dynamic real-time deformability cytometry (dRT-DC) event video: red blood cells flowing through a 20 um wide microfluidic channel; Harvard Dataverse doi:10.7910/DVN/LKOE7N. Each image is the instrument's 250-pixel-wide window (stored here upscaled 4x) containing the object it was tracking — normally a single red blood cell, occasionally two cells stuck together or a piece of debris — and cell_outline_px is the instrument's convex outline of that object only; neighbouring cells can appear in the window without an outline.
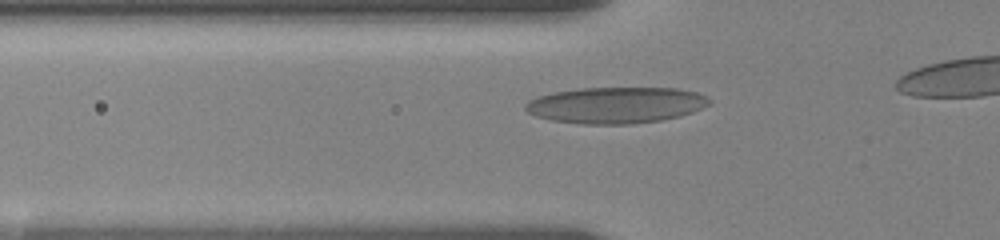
{"species": "human", "species_latin": "Homo sapiens", "temperature_condition": "room temperature", "stored_images_in_passage": 31, "camera_frame_rate_fps": 3000, "um_per_image_px": 0.085, "donor": {"sex": "female"}, "frame": {"image": 1, "passage_image": 12, "time_ms": 4.0, "image_size_px": [1000, 240], "cell_outline_px": [[712, 104], [692, 112], [680, 116], [660, 120], [632, 124], [580, 124], [552, 120], [536, 116], [528, 112], [524, 108], [524, 104], [528, 100], [552, 92], [580, 88], [676, 88], [696, 92], [708, 96], [712, 100]], "centroid_in_image_um": [52.37, 8.93], "position_along_channel_um": 73.4, "area_um2": 39.07}}
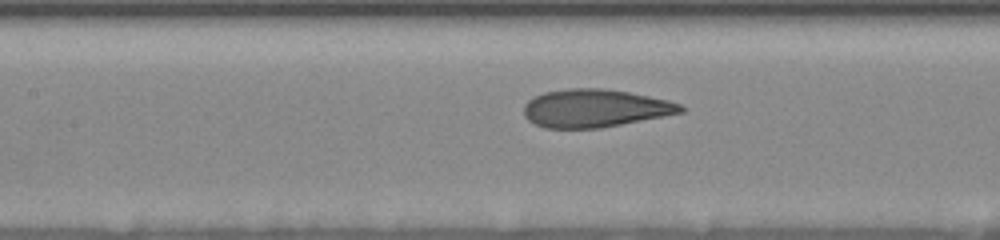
{"frame": {"image": 2, "passage_image": 18, "time_ms": 6.333, "image_size_px": [1000, 240], "cell_outline_px": [[684, 112], [664, 116], [600, 128], [544, 128], [528, 120], [524, 116], [524, 104], [532, 96], [544, 92], [568, 88], [604, 88], [628, 92], [668, 100], [680, 104], [684, 108]], "centroid_in_image_um": [50.53, 9.19], "position_along_channel_um": 156.9, "area_um2": 34.74}}
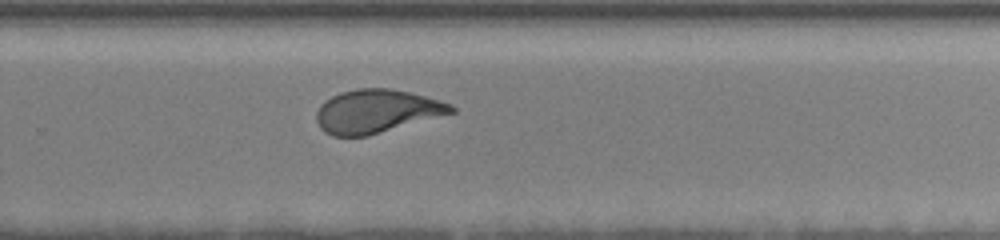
{"frame": {"image": 3, "passage_image": 28, "time_ms": 10.333, "image_size_px": [1000, 240], "cell_outline_px": [[456, 112], [368, 136], [332, 136], [324, 132], [320, 128], [316, 120], [316, 112], [320, 104], [324, 100], [340, 92], [356, 88], [388, 88], [408, 92], [424, 96], [452, 104], [456, 108]], "centroid_in_image_um": [31.98, 9.46], "position_along_channel_um": 297.8, "area_um2": 34.22}}